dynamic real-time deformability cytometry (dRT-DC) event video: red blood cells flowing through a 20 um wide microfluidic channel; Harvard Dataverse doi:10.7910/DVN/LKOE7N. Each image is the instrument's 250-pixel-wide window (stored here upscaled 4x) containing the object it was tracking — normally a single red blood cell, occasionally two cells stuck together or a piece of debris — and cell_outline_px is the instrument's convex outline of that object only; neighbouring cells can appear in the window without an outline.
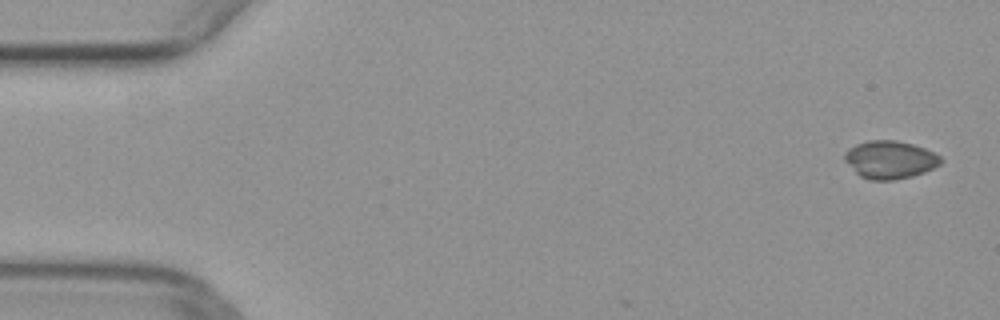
{"species": "common noctule bat (a hibernating species)", "species_latin": "Nyctalus noctula", "temperature_condition": "warm", "stored_images_in_passage": 44, "camera_frame_rate_fps": 3000, "um_per_image_px": 0.085, "animal": {"sex": "female", "body_mass_g": 29.2, "forearm_length_mm": 56.3}, "frame": {"image": 1, "passage_image": 1, "time_ms": 0.0, "image_size_px": [1000, 320], "cell_outline_px": [[944, 160], [940, 164], [924, 172], [912, 176], [892, 180], [868, 180], [860, 176], [844, 160], [844, 152], [848, 148], [856, 144], [868, 140], [896, 140], [912, 144], [924, 148], [940, 156]], "centroid_in_image_um": [75.63, 13.57], "position_along_channel_um": 9.4, "area_um2": 21.21}}
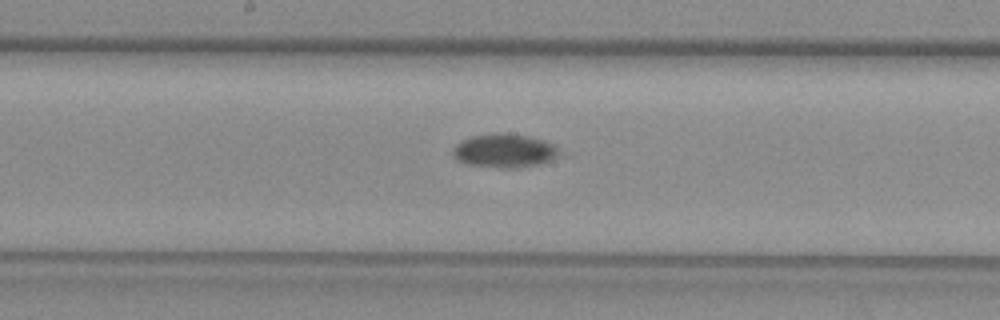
{"frame": {"image": 2, "passage_image": 26, "time_ms": 8.333, "image_size_px": [1000, 320], "cell_outline_px": [[556, 156], [548, 160], [536, 164], [520, 168], [500, 168], [468, 164], [456, 160], [452, 156], [452, 148], [456, 144], [472, 136], [500, 132], [504, 132], [528, 136], [544, 140], [552, 144], [556, 148]], "centroid_in_image_um": [42.79, 12.81], "position_along_channel_um": 205.4, "area_um2": 20.69}}
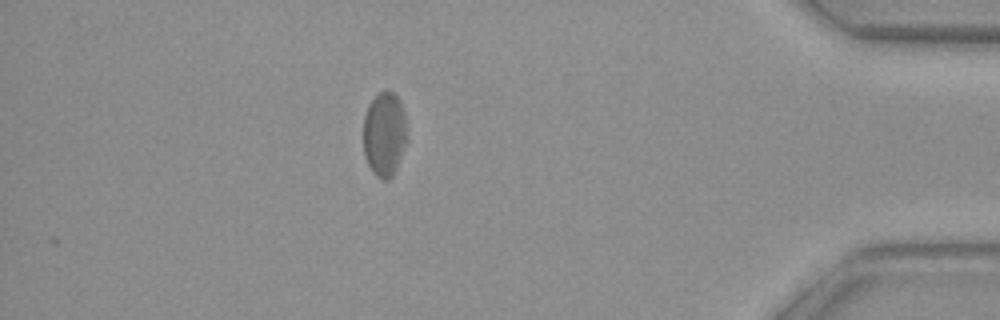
{"frame": {"image": 3, "passage_image": 44, "time_ms": 14.333, "image_size_px": [1000, 320], "cell_outline_px": [[408, 140], [396, 168], [392, 176], [388, 180], [384, 180], [376, 176], [372, 172], [364, 156], [364, 116], [368, 104], [380, 92], [392, 92], [400, 100], [404, 112]], "centroid_in_image_um": [32.68, 11.42], "position_along_channel_um": 402.5, "area_um2": 21.56}}